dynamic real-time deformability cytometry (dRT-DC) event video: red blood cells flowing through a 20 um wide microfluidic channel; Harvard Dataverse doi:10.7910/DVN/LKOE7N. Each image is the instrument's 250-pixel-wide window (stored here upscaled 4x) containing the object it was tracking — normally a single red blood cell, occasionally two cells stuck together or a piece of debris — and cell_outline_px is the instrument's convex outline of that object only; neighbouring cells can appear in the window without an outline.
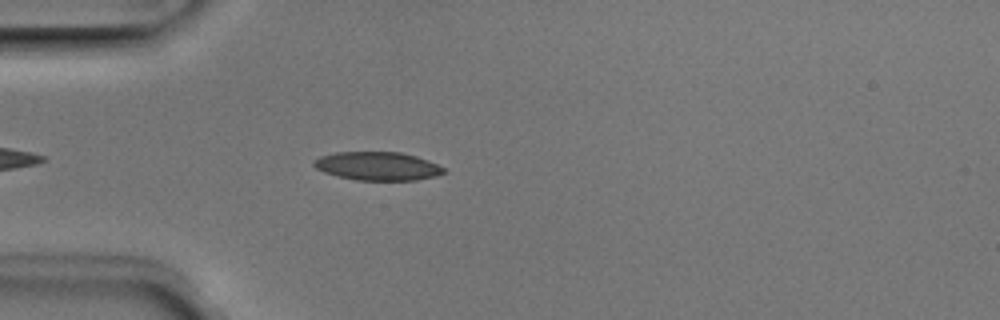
{"species": "Egyptian fruit bat (a non-hibernating species)", "species_latin": "Rousettus aegyptiacus", "temperature_condition": "room temperature", "stored_images_in_passage": 42, "camera_frame_rate_fps": 3000, "um_per_image_px": 0.085, "animal": {"sex": "male"}, "frame": {"image": 1, "passage_image": 6, "time_ms": 1.667, "image_size_px": [1000, 320], "cell_outline_px": [[448, 172], [436, 176], [416, 180], [356, 180], [324, 172], [316, 168], [312, 164], [312, 160], [320, 156], [336, 152], [400, 152], [416, 156], [428, 160], [444, 168]], "centroid_in_image_um": [32.1, 14.11], "position_along_channel_um": 52.9, "area_um2": 21.56}}
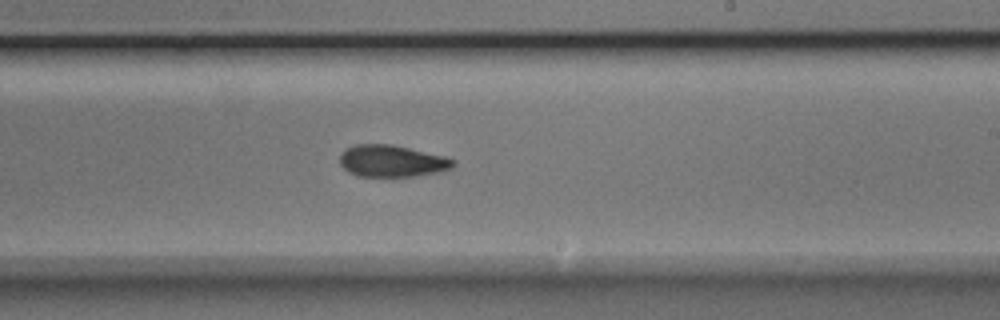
{"frame": {"image": 2, "passage_image": 22, "time_ms": 7.0, "image_size_px": [1000, 320], "cell_outline_px": [[456, 164], [452, 168], [440, 172], [416, 176], [360, 176], [348, 172], [340, 164], [340, 156], [344, 148], [356, 144], [392, 144], [448, 156], [456, 160]], "centroid_in_image_um": [33.36, 13.67], "position_along_channel_um": 255.6, "area_um2": 21.39}}
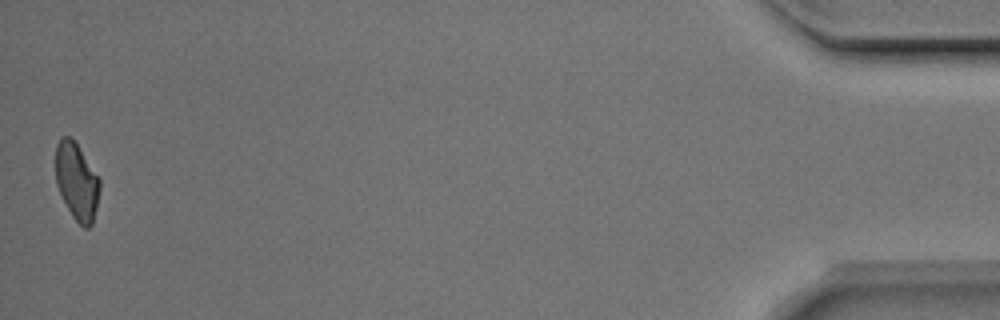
{"frame": {"image": 3, "passage_image": 42, "time_ms": 13.667, "image_size_px": [1000, 320], "cell_outline_px": [[100, 188], [92, 224], [88, 228], [84, 228], [72, 216], [56, 184], [56, 144], [60, 136], [68, 136], [76, 144], [100, 180]], "centroid_in_image_um": [6.51, 15.43], "position_along_channel_um": 428.7, "area_um2": 19.31}, "authors_computed_cell_mechanics": {"area_um2": 21.0681, "velocity_mm_per_s": 3.9791, "shape_relaxation_time_tau1_ms": 6.8336, "shape_relaxation_time_tau2_ms": 4.0688, "deformation_change_tau1": 0.1607, "deformation_change_tau2": 0.1032}}